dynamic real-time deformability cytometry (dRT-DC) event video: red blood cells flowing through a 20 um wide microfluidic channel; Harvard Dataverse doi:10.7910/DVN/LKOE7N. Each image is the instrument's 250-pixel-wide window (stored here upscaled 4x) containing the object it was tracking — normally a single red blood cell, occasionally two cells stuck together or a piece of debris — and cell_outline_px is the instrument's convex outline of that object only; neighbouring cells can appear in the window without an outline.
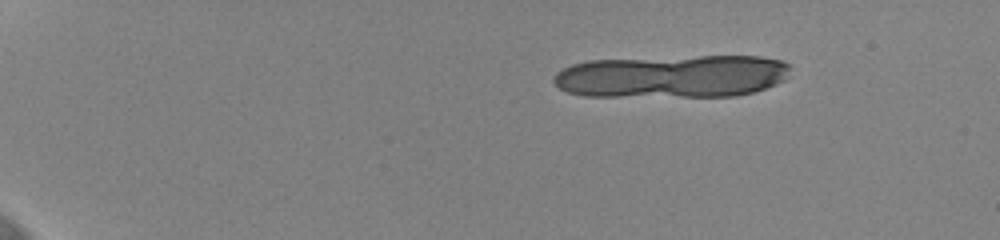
{"species": "human", "species_latin": "Homo sapiens", "temperature_condition": "cold", "stored_images_in_passage": 11, "camera_frame_rate_fps": 3000, "um_per_image_px": 0.085, "donor": {"sex": "female"}, "frame": {"image": 1, "passage_image": 4, "time_ms": 1.0, "image_size_px": [1000, 240], "cell_outline_px": [[792, 68], [788, 76], [784, 80], [776, 84], [752, 92], [736, 96], [584, 96], [568, 92], [560, 88], [552, 80], [552, 76], [556, 72], [572, 64], [588, 60], [700, 56], [760, 56], [784, 60], [792, 64]], "centroid_in_image_um": [57.18, 6.48], "position_along_channel_um": 27.8, "area_um2": 59.53}}